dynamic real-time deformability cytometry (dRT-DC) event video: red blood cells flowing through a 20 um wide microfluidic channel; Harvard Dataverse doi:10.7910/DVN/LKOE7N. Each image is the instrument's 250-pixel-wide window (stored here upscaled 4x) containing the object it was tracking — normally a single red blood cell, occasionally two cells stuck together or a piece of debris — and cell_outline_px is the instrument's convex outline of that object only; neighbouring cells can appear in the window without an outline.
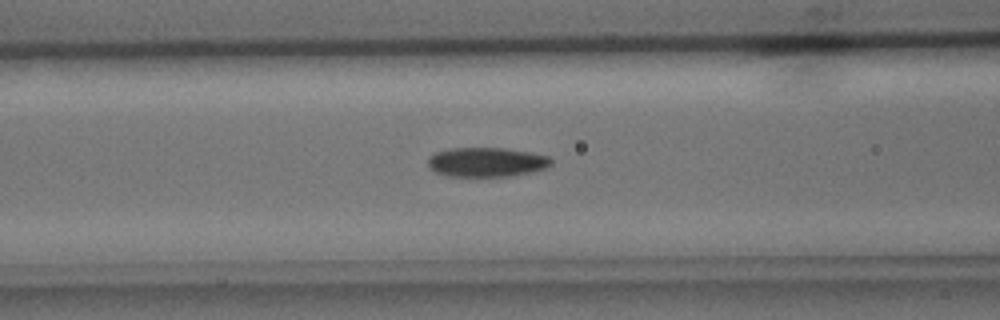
{"species": "common noctule bat (a hibernating species)", "species_latin": "Nyctalus noctula", "temperature_condition": "cold", "stored_images_in_passage": 39, "camera_frame_rate_fps": 3000, "um_per_image_px": 0.085, "animal": {"sex": "male", "body_mass_g": 15.6}, "frame": {"image": 1, "passage_image": 9, "time_ms": 2.667, "image_size_px": [1000, 320], "cell_outline_px": [[552, 164], [548, 168], [532, 172], [512, 176], [448, 176], [436, 172], [428, 168], [428, 156], [436, 152], [448, 148], [504, 148], [528, 152], [548, 156], [552, 160]], "centroid_in_image_um": [41.35, 13.78], "position_along_channel_um": 125.3, "area_um2": 21.27}}
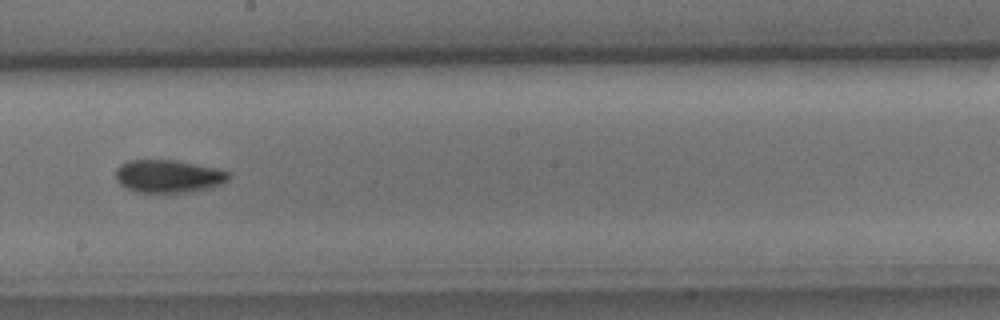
{"frame": {"image": 2, "passage_image": 17, "time_ms": 5.333, "image_size_px": [1000, 320], "cell_outline_px": [[232, 176], [228, 180], [212, 188], [184, 192], [136, 192], [120, 184], [116, 180], [116, 168], [120, 164], [128, 160], [176, 160], [212, 168], [228, 172]], "centroid_in_image_um": [14.29, 14.98], "position_along_channel_um": 233.9, "area_um2": 21.44}}
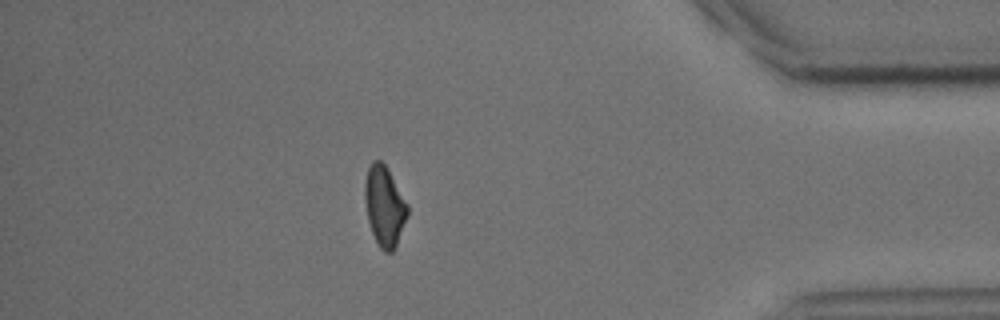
{"frame": {"image": 3, "passage_image": 32, "time_ms": 10.333, "image_size_px": [1000, 320], "cell_outline_px": [[408, 216], [396, 244], [392, 252], [384, 252], [380, 248], [372, 232], [368, 220], [364, 196], [364, 184], [368, 168], [372, 160], [380, 160], [384, 164], [408, 204]], "centroid_in_image_um": [32.67, 17.52], "position_along_channel_um": 402.5, "area_um2": 19.65}}